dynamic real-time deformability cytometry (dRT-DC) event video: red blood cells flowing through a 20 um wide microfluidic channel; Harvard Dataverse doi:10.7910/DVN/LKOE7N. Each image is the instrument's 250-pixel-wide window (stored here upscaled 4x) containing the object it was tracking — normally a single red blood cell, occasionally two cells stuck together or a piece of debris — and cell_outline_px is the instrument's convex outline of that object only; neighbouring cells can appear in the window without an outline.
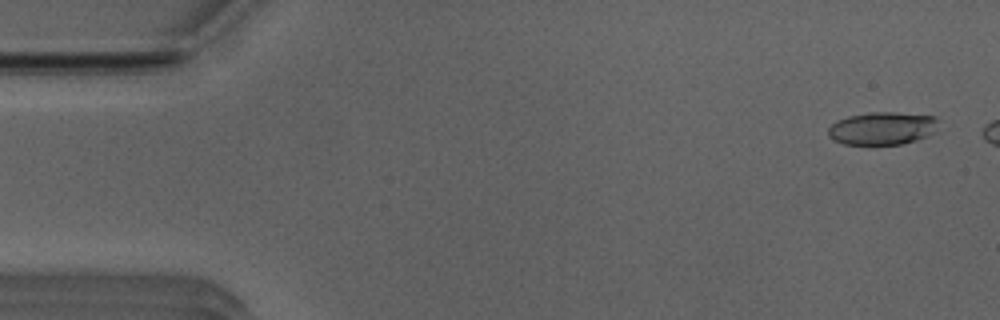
{"species": "Egyptian fruit bat (a non-hibernating species)", "species_latin": "Rousettus aegyptiacus", "temperature_condition": "room temperature", "stored_images_in_passage": 42, "camera_frame_rate_fps": 3000, "um_per_image_px": 0.085, "animal": {"sex": "male"}, "frame": {"image": 1, "passage_image": 2, "time_ms": 0.333, "image_size_px": [1000, 320], "cell_outline_px": [[940, 132], [916, 140], [900, 144], [844, 144], [828, 136], [828, 128], [836, 120], [848, 116], [868, 112], [896, 112], [936, 116]], "centroid_in_image_um": [75.06, 10.89], "position_along_channel_um": 9.9, "area_um2": 21.39}}
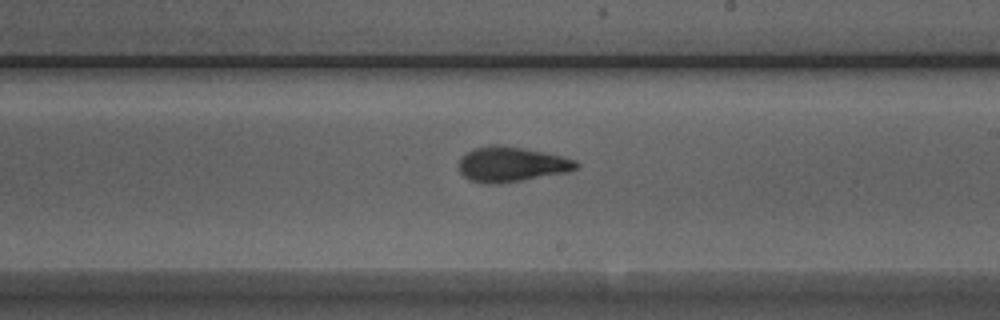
{"frame": {"image": 2, "passage_image": 29, "time_ms": 9.333, "image_size_px": [1000, 320], "cell_outline_px": [[580, 168], [568, 172], [496, 184], [484, 184], [468, 180], [460, 172], [460, 160], [472, 148], [492, 144], [496, 144], [524, 148], [560, 156], [576, 160], [580, 164]], "centroid_in_image_um": [43.48, 13.97], "position_along_channel_um": 245.5, "area_um2": 23.87}}
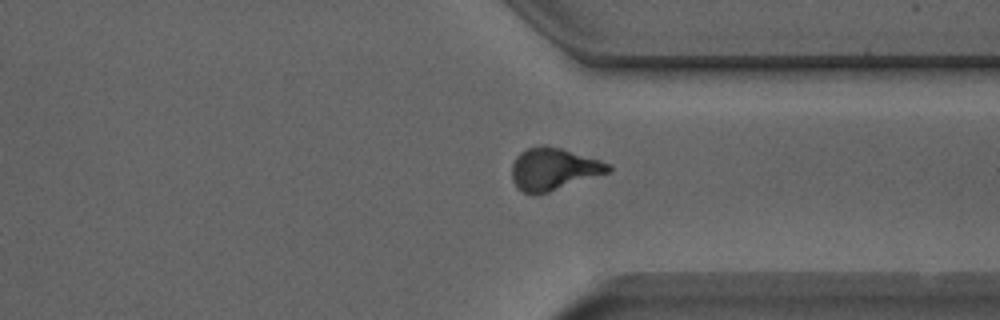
{"frame": {"image": 3, "passage_image": 38, "time_ms": 12.333, "image_size_px": [1000, 320], "cell_outline_px": [[612, 172], [548, 192], [532, 196], [516, 188], [512, 180], [512, 164], [516, 156], [520, 152], [528, 148], [540, 144], [544, 144], [560, 148], [600, 160], [608, 164], [612, 168]], "centroid_in_image_um": [47.03, 14.38], "position_along_channel_um": 364.4, "area_um2": 23.99}}